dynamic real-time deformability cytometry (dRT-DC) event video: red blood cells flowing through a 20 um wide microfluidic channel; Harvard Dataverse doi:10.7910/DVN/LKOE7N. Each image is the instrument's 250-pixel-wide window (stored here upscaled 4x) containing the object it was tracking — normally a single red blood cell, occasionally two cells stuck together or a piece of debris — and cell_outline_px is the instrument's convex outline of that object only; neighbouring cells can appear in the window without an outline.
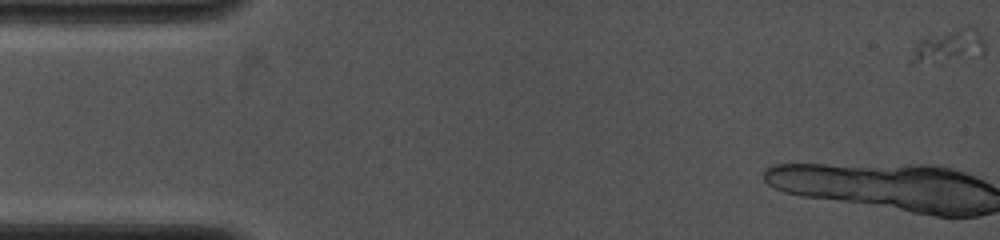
{"species": "common noctule bat (a hibernating species)", "species_latin": "Nyctalus noctula", "temperature_condition": "cold", "stored_images_in_passage": 9, "camera_frame_rate_fps": 4000, "um_per_image_px": 0.085, "animal": {"sex": "female", "body_mass_g": 19.0, "forearm_length_mm": 53.3}, "frame": {"image": 1, "passage_image": 2, "time_ms": 0.25, "image_size_px": [1000, 240], "cell_outline_px": [[984, 56], [944, 64], [912, 64], [908, 60], [920, 40], [928, 36], [968, 24], [976, 28], [984, 40]], "centroid_in_image_um": [80.69, 3.97], "position_along_channel_um": 4.3, "area_um2": 15.26}}